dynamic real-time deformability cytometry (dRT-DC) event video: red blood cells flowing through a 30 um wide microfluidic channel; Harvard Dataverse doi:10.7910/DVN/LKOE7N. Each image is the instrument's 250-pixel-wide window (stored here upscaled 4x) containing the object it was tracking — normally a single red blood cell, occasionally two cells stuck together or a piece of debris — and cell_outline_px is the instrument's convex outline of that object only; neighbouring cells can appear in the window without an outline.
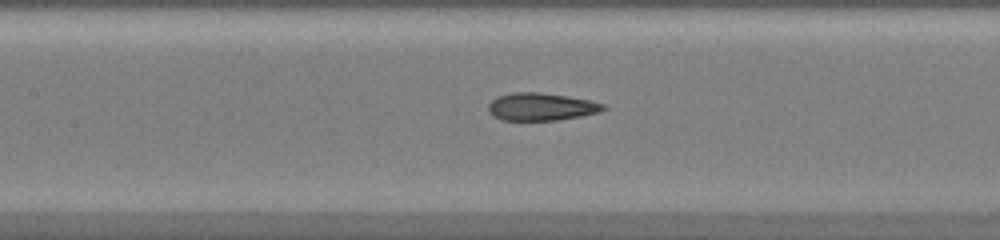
{"species": "common noctule bat (a hibernating species)", "species_latin": "Nyctalus noctula", "temperature_condition": "warm", "stored_images_in_passage": 27, "camera_frame_rate_fps": 3000, "um_per_image_px": 0.085, "animal": {"sex": "female", "body_mass_g": 20.0, "forearm_length_mm": 54.0}, "frame": {"image": 1, "passage_image": 10, "time_ms": 3.0, "image_size_px": [1000, 240], "cell_outline_px": [[608, 108], [600, 112], [560, 120], [500, 120], [492, 116], [488, 112], [488, 104], [496, 96], [512, 92], [540, 92], [592, 100], [604, 104]], "centroid_in_image_um": [45.99, 9.07], "position_along_channel_um": 161.4, "area_um2": 18.79}}
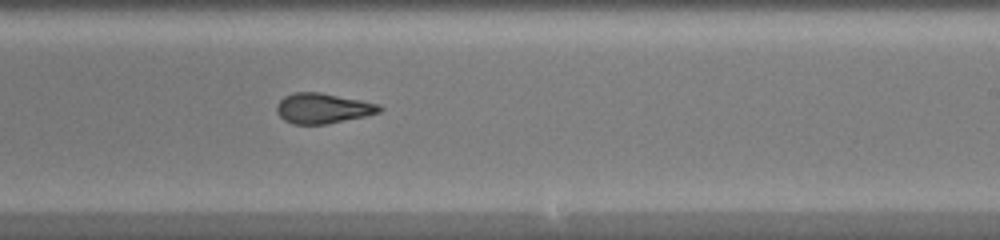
{"frame": {"image": 2, "passage_image": 17, "time_ms": 5.333, "image_size_px": [1000, 240], "cell_outline_px": [[384, 108], [380, 112], [364, 116], [324, 124], [292, 124], [284, 120], [276, 112], [276, 104], [284, 96], [292, 92], [320, 92], [380, 104]], "centroid_in_image_um": [27.41, 9.19], "position_along_channel_um": 261.6, "area_um2": 18.09}}
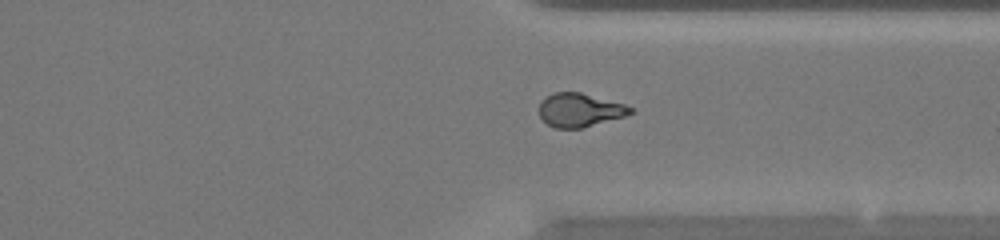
{"frame": {"image": 3, "passage_image": 24, "time_ms": 7.667, "image_size_px": [1000, 240], "cell_outline_px": [[636, 112], [624, 116], [580, 128], [556, 128], [548, 124], [540, 116], [540, 104], [544, 96], [552, 92], [580, 92], [624, 104], [636, 108]], "centroid_in_image_um": [49.29, 9.33], "position_along_channel_um": 362.1, "area_um2": 17.8}}